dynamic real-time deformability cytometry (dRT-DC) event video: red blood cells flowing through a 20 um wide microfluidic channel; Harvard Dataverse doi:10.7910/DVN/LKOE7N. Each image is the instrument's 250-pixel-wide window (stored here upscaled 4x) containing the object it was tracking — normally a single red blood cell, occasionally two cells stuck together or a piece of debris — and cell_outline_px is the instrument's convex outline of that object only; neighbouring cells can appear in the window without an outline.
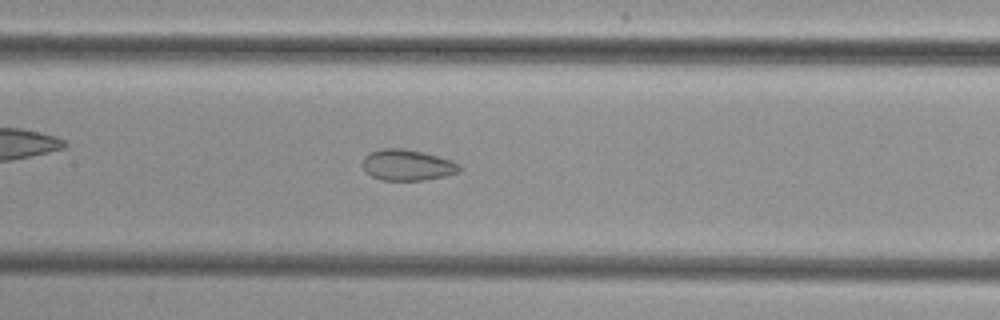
{"species": "common noctule bat (a hibernating species)", "species_latin": "Nyctalus noctula", "temperature_condition": "cold", "stored_images_in_passage": 52, "camera_frame_rate_fps": 3000, "um_per_image_px": 0.085, "animal": {"sex": "female", "body_mass_g": 29.2, "forearm_length_mm": 56.3}, "frame": {"image": 1, "passage_image": 25, "time_ms": 8.0, "image_size_px": [1000, 320], "cell_outline_px": [[460, 172], [444, 176], [424, 180], [380, 180], [364, 172], [364, 156], [368, 152], [380, 148], [404, 148], [424, 152], [452, 160], [460, 164]], "centroid_in_image_um": [34.62, 14.02], "position_along_channel_um": 172.8, "area_um2": 17.69}}
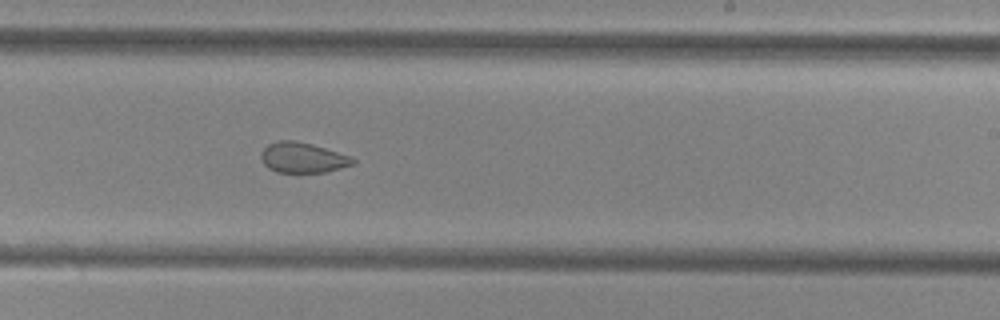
{"frame": {"image": 2, "passage_image": 32, "time_ms": 10.333, "image_size_px": [1000, 320], "cell_outline_px": [[356, 164], [324, 172], [276, 172], [268, 168], [264, 164], [260, 156], [260, 152], [268, 144], [276, 140], [296, 140], [312, 144], [352, 156], [356, 160]], "centroid_in_image_um": [25.73, 13.39], "position_along_channel_um": 263.3, "area_um2": 16.42}}
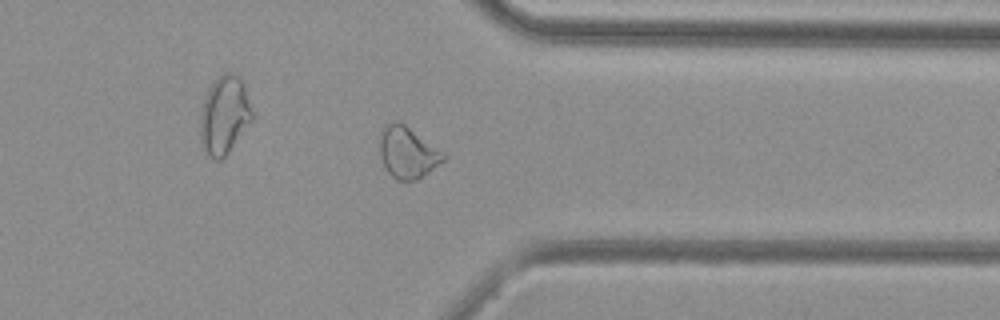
{"frame": {"image": 3, "passage_image": 41, "time_ms": 13.333, "image_size_px": [1000, 320], "cell_outline_px": [[448, 156], [444, 160], [428, 172], [416, 180], [396, 180], [384, 168], [380, 156], [380, 128], [384, 124], [392, 120], [400, 120], [444, 152]], "centroid_in_image_um": [34.62, 12.91], "position_along_channel_um": 376.8, "area_um2": 19.48}}